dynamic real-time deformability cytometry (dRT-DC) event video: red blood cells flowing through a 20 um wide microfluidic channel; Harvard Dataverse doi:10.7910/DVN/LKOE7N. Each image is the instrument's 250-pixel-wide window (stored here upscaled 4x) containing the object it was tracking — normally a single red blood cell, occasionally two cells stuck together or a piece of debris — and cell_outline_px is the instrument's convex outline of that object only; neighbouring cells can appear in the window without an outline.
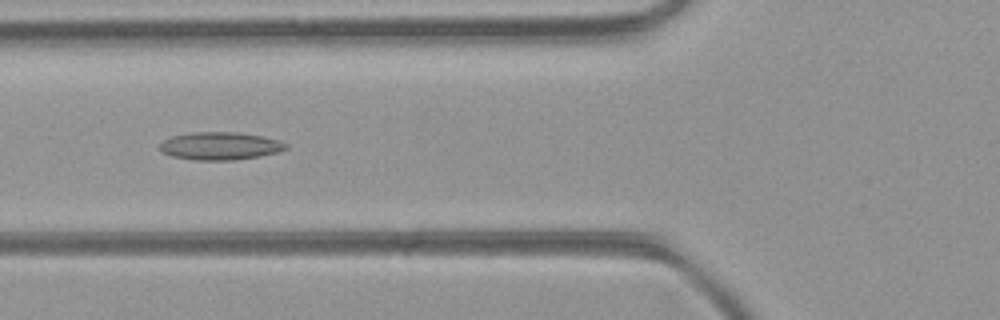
{"species": "common noctule bat (a hibernating species)", "species_latin": "Nyctalus noctula", "temperature_condition": "room temperature", "stored_images_in_passage": 48, "camera_frame_rate_fps": 3000, "um_per_image_px": 0.085, "animal": {"sex": "female", "body_mass_g": 21.9}, "frame": {"image": 1, "passage_image": 18, "time_ms": 5.667, "image_size_px": [1000, 320], "cell_outline_px": [[288, 148], [280, 152], [260, 156], [232, 160], [192, 160], [172, 156], [164, 152], [160, 148], [160, 144], [164, 140], [172, 136], [188, 132], [236, 132], [260, 136], [280, 140], [288, 144]], "centroid_in_image_um": [18.74, 12.4], "position_along_channel_um": 107.1, "area_um2": 20.46}}
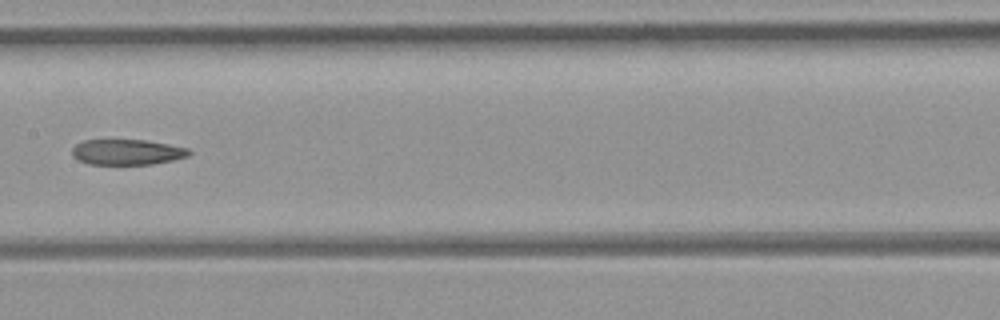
{"frame": {"image": 2, "passage_image": 24, "time_ms": 7.667, "image_size_px": [1000, 320], "cell_outline_px": [[192, 152], [188, 156], [172, 160], [152, 164], [88, 164], [76, 160], [72, 156], [72, 148], [76, 144], [84, 140], [148, 140], [188, 148]], "centroid_in_image_um": [10.78, 12.92], "position_along_channel_um": 196.6, "area_um2": 17.46}}
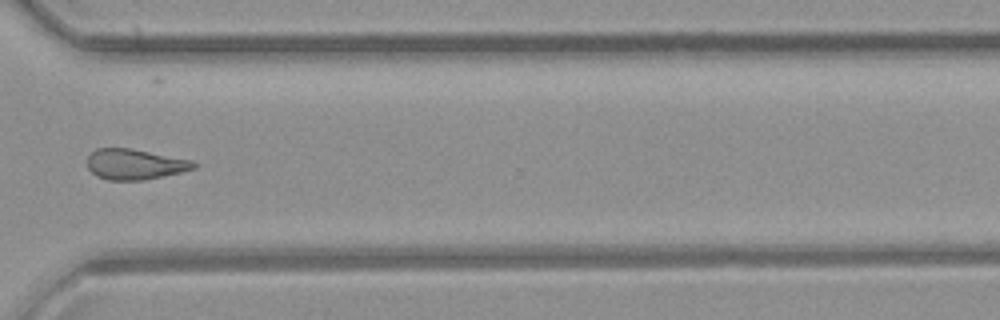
{"frame": {"image": 3, "passage_image": 35, "time_ms": 11.333, "image_size_px": [1000, 320], "cell_outline_px": [[196, 168], [180, 172], [144, 180], [108, 180], [96, 176], [88, 168], [88, 156], [96, 148], [128, 148], [192, 160], [196, 164]], "centroid_in_image_um": [11.44, 13.97], "position_along_channel_um": 359.2, "area_um2": 18.73}}